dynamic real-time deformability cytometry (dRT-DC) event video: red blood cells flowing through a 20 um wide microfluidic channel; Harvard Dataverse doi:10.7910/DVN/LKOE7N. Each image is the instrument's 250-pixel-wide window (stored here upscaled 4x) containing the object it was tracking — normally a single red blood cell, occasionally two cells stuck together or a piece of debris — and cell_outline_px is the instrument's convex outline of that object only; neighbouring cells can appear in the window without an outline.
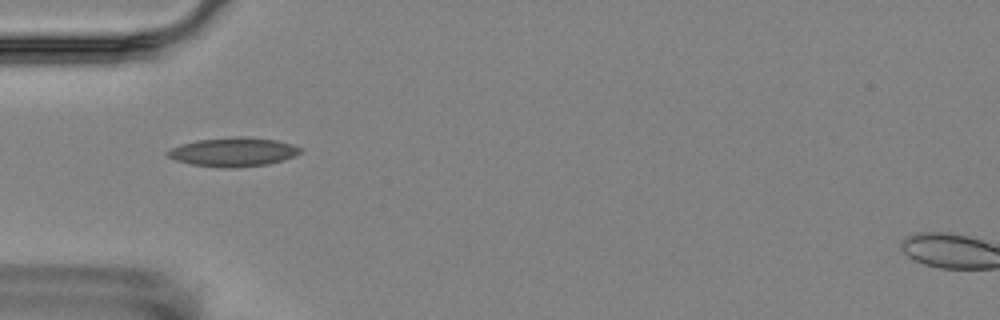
{"species": "Egyptian fruit bat (a non-hibernating species)", "species_latin": "Rousettus aegyptiacus", "temperature_condition": "room temperature", "stored_images_in_passage": 5, "camera_frame_rate_fps": 3000, "um_per_image_px": 0.085, "animal": {"sex": "female"}, "frame": {"image": 1, "passage_image": 4, "time_ms": 4.333, "image_size_px": [1000, 320], "cell_outline_px": [[304, 148], [300, 152], [284, 160], [268, 164], [236, 168], [224, 168], [192, 164], [176, 160], [168, 156], [164, 152], [180, 144], [196, 140], [236, 136], [240, 136], [276, 140], [292, 144]], "centroid_in_image_um": [19.83, 12.91], "position_along_channel_um": 65.2, "area_um2": 22.43}}
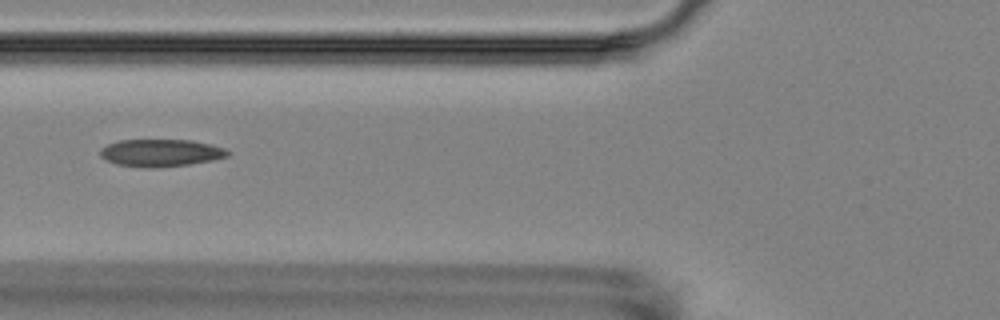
{"frame": {"image": 2, "passage_image": 5, "time_ms": 5.667, "image_size_px": [1000, 320], "cell_outline_px": [[228, 156], [212, 160], [188, 164], [156, 168], [148, 168], [116, 164], [100, 156], [100, 148], [108, 144], [120, 140], [192, 140], [212, 144], [224, 148], [228, 152]], "centroid_in_image_um": [13.65, 12.99], "position_along_channel_um": 112.1, "area_um2": 20.23}}